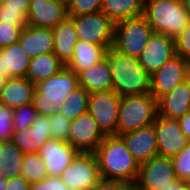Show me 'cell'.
I'll use <instances>...</instances> for the list:
<instances>
[{
	"mask_svg": "<svg viewBox=\"0 0 190 190\" xmlns=\"http://www.w3.org/2000/svg\"><path fill=\"white\" fill-rule=\"evenodd\" d=\"M101 11L114 23L144 14V0H103Z\"/></svg>",
	"mask_w": 190,
	"mask_h": 190,
	"instance_id": "4316f807",
	"label": "cell"
},
{
	"mask_svg": "<svg viewBox=\"0 0 190 190\" xmlns=\"http://www.w3.org/2000/svg\"><path fill=\"white\" fill-rule=\"evenodd\" d=\"M68 17L67 0H31L27 25L53 29Z\"/></svg>",
	"mask_w": 190,
	"mask_h": 190,
	"instance_id": "5bb4252c",
	"label": "cell"
},
{
	"mask_svg": "<svg viewBox=\"0 0 190 190\" xmlns=\"http://www.w3.org/2000/svg\"><path fill=\"white\" fill-rule=\"evenodd\" d=\"M103 0H67L68 16L101 11Z\"/></svg>",
	"mask_w": 190,
	"mask_h": 190,
	"instance_id": "d6a6232c",
	"label": "cell"
},
{
	"mask_svg": "<svg viewBox=\"0 0 190 190\" xmlns=\"http://www.w3.org/2000/svg\"><path fill=\"white\" fill-rule=\"evenodd\" d=\"M143 16L154 33L175 39L190 22L181 0H144Z\"/></svg>",
	"mask_w": 190,
	"mask_h": 190,
	"instance_id": "277c9868",
	"label": "cell"
},
{
	"mask_svg": "<svg viewBox=\"0 0 190 190\" xmlns=\"http://www.w3.org/2000/svg\"><path fill=\"white\" fill-rule=\"evenodd\" d=\"M21 176L30 184L48 177L44 162L38 153L23 154Z\"/></svg>",
	"mask_w": 190,
	"mask_h": 190,
	"instance_id": "f546056e",
	"label": "cell"
},
{
	"mask_svg": "<svg viewBox=\"0 0 190 190\" xmlns=\"http://www.w3.org/2000/svg\"><path fill=\"white\" fill-rule=\"evenodd\" d=\"M79 86L78 75L67 67L35 85L32 104L38 114L50 117L63 106L69 93Z\"/></svg>",
	"mask_w": 190,
	"mask_h": 190,
	"instance_id": "3957f363",
	"label": "cell"
},
{
	"mask_svg": "<svg viewBox=\"0 0 190 190\" xmlns=\"http://www.w3.org/2000/svg\"><path fill=\"white\" fill-rule=\"evenodd\" d=\"M34 89L35 84L26 77L8 78L0 94V101L13 109L30 104Z\"/></svg>",
	"mask_w": 190,
	"mask_h": 190,
	"instance_id": "603a6c76",
	"label": "cell"
},
{
	"mask_svg": "<svg viewBox=\"0 0 190 190\" xmlns=\"http://www.w3.org/2000/svg\"><path fill=\"white\" fill-rule=\"evenodd\" d=\"M18 42L30 58L53 53V31L50 28L26 25L22 29Z\"/></svg>",
	"mask_w": 190,
	"mask_h": 190,
	"instance_id": "ffe728a7",
	"label": "cell"
},
{
	"mask_svg": "<svg viewBox=\"0 0 190 190\" xmlns=\"http://www.w3.org/2000/svg\"><path fill=\"white\" fill-rule=\"evenodd\" d=\"M156 116L157 99L150 92L121 97L117 136L152 125Z\"/></svg>",
	"mask_w": 190,
	"mask_h": 190,
	"instance_id": "5b68a950",
	"label": "cell"
},
{
	"mask_svg": "<svg viewBox=\"0 0 190 190\" xmlns=\"http://www.w3.org/2000/svg\"><path fill=\"white\" fill-rule=\"evenodd\" d=\"M49 119L52 139L67 141L70 132L71 120L67 119L59 112L50 116Z\"/></svg>",
	"mask_w": 190,
	"mask_h": 190,
	"instance_id": "836d02e7",
	"label": "cell"
},
{
	"mask_svg": "<svg viewBox=\"0 0 190 190\" xmlns=\"http://www.w3.org/2000/svg\"><path fill=\"white\" fill-rule=\"evenodd\" d=\"M25 26H13L11 23L0 22V49L19 41Z\"/></svg>",
	"mask_w": 190,
	"mask_h": 190,
	"instance_id": "d590c367",
	"label": "cell"
},
{
	"mask_svg": "<svg viewBox=\"0 0 190 190\" xmlns=\"http://www.w3.org/2000/svg\"><path fill=\"white\" fill-rule=\"evenodd\" d=\"M186 65H187V77L190 79V56L187 57L186 59Z\"/></svg>",
	"mask_w": 190,
	"mask_h": 190,
	"instance_id": "c3c4849f",
	"label": "cell"
},
{
	"mask_svg": "<svg viewBox=\"0 0 190 190\" xmlns=\"http://www.w3.org/2000/svg\"><path fill=\"white\" fill-rule=\"evenodd\" d=\"M52 139L49 117L38 114L33 124L22 131L14 130L12 142L24 153H38L40 148Z\"/></svg>",
	"mask_w": 190,
	"mask_h": 190,
	"instance_id": "e0dca14e",
	"label": "cell"
},
{
	"mask_svg": "<svg viewBox=\"0 0 190 190\" xmlns=\"http://www.w3.org/2000/svg\"><path fill=\"white\" fill-rule=\"evenodd\" d=\"M109 48L111 47H102L87 41L77 40L74 45L72 58L65 67L78 74L106 57Z\"/></svg>",
	"mask_w": 190,
	"mask_h": 190,
	"instance_id": "cb8c5ba5",
	"label": "cell"
},
{
	"mask_svg": "<svg viewBox=\"0 0 190 190\" xmlns=\"http://www.w3.org/2000/svg\"><path fill=\"white\" fill-rule=\"evenodd\" d=\"M77 75L79 86L88 93L112 90L110 62L107 57Z\"/></svg>",
	"mask_w": 190,
	"mask_h": 190,
	"instance_id": "44dd1931",
	"label": "cell"
},
{
	"mask_svg": "<svg viewBox=\"0 0 190 190\" xmlns=\"http://www.w3.org/2000/svg\"><path fill=\"white\" fill-rule=\"evenodd\" d=\"M127 185L119 180L101 179L91 190H123Z\"/></svg>",
	"mask_w": 190,
	"mask_h": 190,
	"instance_id": "ab89813d",
	"label": "cell"
},
{
	"mask_svg": "<svg viewBox=\"0 0 190 190\" xmlns=\"http://www.w3.org/2000/svg\"><path fill=\"white\" fill-rule=\"evenodd\" d=\"M184 182L190 185V175L184 180Z\"/></svg>",
	"mask_w": 190,
	"mask_h": 190,
	"instance_id": "f907efd6",
	"label": "cell"
},
{
	"mask_svg": "<svg viewBox=\"0 0 190 190\" xmlns=\"http://www.w3.org/2000/svg\"><path fill=\"white\" fill-rule=\"evenodd\" d=\"M171 160L176 178L184 181L190 175V141L177 155L171 157Z\"/></svg>",
	"mask_w": 190,
	"mask_h": 190,
	"instance_id": "1f68e13d",
	"label": "cell"
},
{
	"mask_svg": "<svg viewBox=\"0 0 190 190\" xmlns=\"http://www.w3.org/2000/svg\"><path fill=\"white\" fill-rule=\"evenodd\" d=\"M78 153L69 142L56 139L48 140L38 151L48 177H60Z\"/></svg>",
	"mask_w": 190,
	"mask_h": 190,
	"instance_id": "2e32d148",
	"label": "cell"
},
{
	"mask_svg": "<svg viewBox=\"0 0 190 190\" xmlns=\"http://www.w3.org/2000/svg\"><path fill=\"white\" fill-rule=\"evenodd\" d=\"M13 108L0 105V142L12 140L14 132Z\"/></svg>",
	"mask_w": 190,
	"mask_h": 190,
	"instance_id": "e575fe53",
	"label": "cell"
},
{
	"mask_svg": "<svg viewBox=\"0 0 190 190\" xmlns=\"http://www.w3.org/2000/svg\"><path fill=\"white\" fill-rule=\"evenodd\" d=\"M177 180L171 158L157 155L140 164L134 185L140 190H162Z\"/></svg>",
	"mask_w": 190,
	"mask_h": 190,
	"instance_id": "30bf717a",
	"label": "cell"
},
{
	"mask_svg": "<svg viewBox=\"0 0 190 190\" xmlns=\"http://www.w3.org/2000/svg\"><path fill=\"white\" fill-rule=\"evenodd\" d=\"M183 8L190 16V0H181Z\"/></svg>",
	"mask_w": 190,
	"mask_h": 190,
	"instance_id": "f6af8a7d",
	"label": "cell"
},
{
	"mask_svg": "<svg viewBox=\"0 0 190 190\" xmlns=\"http://www.w3.org/2000/svg\"><path fill=\"white\" fill-rule=\"evenodd\" d=\"M4 0H0V8L3 6Z\"/></svg>",
	"mask_w": 190,
	"mask_h": 190,
	"instance_id": "816d5d0a",
	"label": "cell"
},
{
	"mask_svg": "<svg viewBox=\"0 0 190 190\" xmlns=\"http://www.w3.org/2000/svg\"><path fill=\"white\" fill-rule=\"evenodd\" d=\"M23 154L11 140L0 142V171L6 178L21 176Z\"/></svg>",
	"mask_w": 190,
	"mask_h": 190,
	"instance_id": "83f0119b",
	"label": "cell"
},
{
	"mask_svg": "<svg viewBox=\"0 0 190 190\" xmlns=\"http://www.w3.org/2000/svg\"><path fill=\"white\" fill-rule=\"evenodd\" d=\"M190 109V79L157 100V115L179 120Z\"/></svg>",
	"mask_w": 190,
	"mask_h": 190,
	"instance_id": "d6986e66",
	"label": "cell"
},
{
	"mask_svg": "<svg viewBox=\"0 0 190 190\" xmlns=\"http://www.w3.org/2000/svg\"><path fill=\"white\" fill-rule=\"evenodd\" d=\"M105 137L96 120L87 111L71 121L67 142L79 152L94 153Z\"/></svg>",
	"mask_w": 190,
	"mask_h": 190,
	"instance_id": "7c38bea8",
	"label": "cell"
},
{
	"mask_svg": "<svg viewBox=\"0 0 190 190\" xmlns=\"http://www.w3.org/2000/svg\"><path fill=\"white\" fill-rule=\"evenodd\" d=\"M0 22L11 23L13 26H26L27 14L23 10L0 8Z\"/></svg>",
	"mask_w": 190,
	"mask_h": 190,
	"instance_id": "8d00e7d4",
	"label": "cell"
},
{
	"mask_svg": "<svg viewBox=\"0 0 190 190\" xmlns=\"http://www.w3.org/2000/svg\"><path fill=\"white\" fill-rule=\"evenodd\" d=\"M7 77H5L4 75L0 74V94L5 86V83L7 81Z\"/></svg>",
	"mask_w": 190,
	"mask_h": 190,
	"instance_id": "7dc6e473",
	"label": "cell"
},
{
	"mask_svg": "<svg viewBox=\"0 0 190 190\" xmlns=\"http://www.w3.org/2000/svg\"><path fill=\"white\" fill-rule=\"evenodd\" d=\"M30 190H77L67 186L60 177H47L42 181L31 183Z\"/></svg>",
	"mask_w": 190,
	"mask_h": 190,
	"instance_id": "74e56055",
	"label": "cell"
},
{
	"mask_svg": "<svg viewBox=\"0 0 190 190\" xmlns=\"http://www.w3.org/2000/svg\"><path fill=\"white\" fill-rule=\"evenodd\" d=\"M37 115L38 112L32 103L15 108L13 110L14 130L22 131L29 128Z\"/></svg>",
	"mask_w": 190,
	"mask_h": 190,
	"instance_id": "4dcf8cb0",
	"label": "cell"
},
{
	"mask_svg": "<svg viewBox=\"0 0 190 190\" xmlns=\"http://www.w3.org/2000/svg\"><path fill=\"white\" fill-rule=\"evenodd\" d=\"M162 190H190V185L184 181L177 180L175 183L164 187Z\"/></svg>",
	"mask_w": 190,
	"mask_h": 190,
	"instance_id": "ee69618b",
	"label": "cell"
},
{
	"mask_svg": "<svg viewBox=\"0 0 190 190\" xmlns=\"http://www.w3.org/2000/svg\"><path fill=\"white\" fill-rule=\"evenodd\" d=\"M5 182H6V177L4 176L3 172L0 171V190L5 189Z\"/></svg>",
	"mask_w": 190,
	"mask_h": 190,
	"instance_id": "bcb514c9",
	"label": "cell"
},
{
	"mask_svg": "<svg viewBox=\"0 0 190 190\" xmlns=\"http://www.w3.org/2000/svg\"><path fill=\"white\" fill-rule=\"evenodd\" d=\"M121 96L113 89L89 94L88 112L105 136L117 135Z\"/></svg>",
	"mask_w": 190,
	"mask_h": 190,
	"instance_id": "ba28073f",
	"label": "cell"
},
{
	"mask_svg": "<svg viewBox=\"0 0 190 190\" xmlns=\"http://www.w3.org/2000/svg\"><path fill=\"white\" fill-rule=\"evenodd\" d=\"M102 179L135 184L140 164L120 136H106L94 152Z\"/></svg>",
	"mask_w": 190,
	"mask_h": 190,
	"instance_id": "6da1fadb",
	"label": "cell"
},
{
	"mask_svg": "<svg viewBox=\"0 0 190 190\" xmlns=\"http://www.w3.org/2000/svg\"><path fill=\"white\" fill-rule=\"evenodd\" d=\"M154 31L146 18H130L115 23L112 48L120 54L138 58Z\"/></svg>",
	"mask_w": 190,
	"mask_h": 190,
	"instance_id": "8992f818",
	"label": "cell"
},
{
	"mask_svg": "<svg viewBox=\"0 0 190 190\" xmlns=\"http://www.w3.org/2000/svg\"><path fill=\"white\" fill-rule=\"evenodd\" d=\"M65 65L54 53H46L30 58L26 78L35 85L58 73Z\"/></svg>",
	"mask_w": 190,
	"mask_h": 190,
	"instance_id": "484cf974",
	"label": "cell"
},
{
	"mask_svg": "<svg viewBox=\"0 0 190 190\" xmlns=\"http://www.w3.org/2000/svg\"><path fill=\"white\" fill-rule=\"evenodd\" d=\"M30 57L19 42L0 49V74L7 78L26 77Z\"/></svg>",
	"mask_w": 190,
	"mask_h": 190,
	"instance_id": "7402d4cb",
	"label": "cell"
},
{
	"mask_svg": "<svg viewBox=\"0 0 190 190\" xmlns=\"http://www.w3.org/2000/svg\"><path fill=\"white\" fill-rule=\"evenodd\" d=\"M176 56L175 39L163 34L153 33L138 57L143 69L152 75L164 63Z\"/></svg>",
	"mask_w": 190,
	"mask_h": 190,
	"instance_id": "9a60e30c",
	"label": "cell"
},
{
	"mask_svg": "<svg viewBox=\"0 0 190 190\" xmlns=\"http://www.w3.org/2000/svg\"><path fill=\"white\" fill-rule=\"evenodd\" d=\"M31 0H4L2 7L13 10H23L28 15V8Z\"/></svg>",
	"mask_w": 190,
	"mask_h": 190,
	"instance_id": "b9f144b4",
	"label": "cell"
},
{
	"mask_svg": "<svg viewBox=\"0 0 190 190\" xmlns=\"http://www.w3.org/2000/svg\"><path fill=\"white\" fill-rule=\"evenodd\" d=\"M89 94L84 88L78 86L69 93L58 112L71 121L75 120L79 115L87 112Z\"/></svg>",
	"mask_w": 190,
	"mask_h": 190,
	"instance_id": "f1b7e54d",
	"label": "cell"
},
{
	"mask_svg": "<svg viewBox=\"0 0 190 190\" xmlns=\"http://www.w3.org/2000/svg\"><path fill=\"white\" fill-rule=\"evenodd\" d=\"M60 178L69 187L91 190L102 179L95 154L79 152Z\"/></svg>",
	"mask_w": 190,
	"mask_h": 190,
	"instance_id": "9c48e42d",
	"label": "cell"
},
{
	"mask_svg": "<svg viewBox=\"0 0 190 190\" xmlns=\"http://www.w3.org/2000/svg\"><path fill=\"white\" fill-rule=\"evenodd\" d=\"M181 129L186 138L190 141V109L189 111L179 119Z\"/></svg>",
	"mask_w": 190,
	"mask_h": 190,
	"instance_id": "7bdbcfd3",
	"label": "cell"
},
{
	"mask_svg": "<svg viewBox=\"0 0 190 190\" xmlns=\"http://www.w3.org/2000/svg\"><path fill=\"white\" fill-rule=\"evenodd\" d=\"M119 136L139 164L158 155L154 123Z\"/></svg>",
	"mask_w": 190,
	"mask_h": 190,
	"instance_id": "ac0fdd59",
	"label": "cell"
},
{
	"mask_svg": "<svg viewBox=\"0 0 190 190\" xmlns=\"http://www.w3.org/2000/svg\"><path fill=\"white\" fill-rule=\"evenodd\" d=\"M53 53L66 65L72 58L77 34L74 22L70 17L57 24L53 29Z\"/></svg>",
	"mask_w": 190,
	"mask_h": 190,
	"instance_id": "d4e9b609",
	"label": "cell"
},
{
	"mask_svg": "<svg viewBox=\"0 0 190 190\" xmlns=\"http://www.w3.org/2000/svg\"><path fill=\"white\" fill-rule=\"evenodd\" d=\"M123 190H140L134 184H128Z\"/></svg>",
	"mask_w": 190,
	"mask_h": 190,
	"instance_id": "681fc988",
	"label": "cell"
},
{
	"mask_svg": "<svg viewBox=\"0 0 190 190\" xmlns=\"http://www.w3.org/2000/svg\"><path fill=\"white\" fill-rule=\"evenodd\" d=\"M187 79L186 60L176 55L150 75V93L158 100Z\"/></svg>",
	"mask_w": 190,
	"mask_h": 190,
	"instance_id": "4fadbf2b",
	"label": "cell"
},
{
	"mask_svg": "<svg viewBox=\"0 0 190 190\" xmlns=\"http://www.w3.org/2000/svg\"><path fill=\"white\" fill-rule=\"evenodd\" d=\"M4 190H30V183L23 176L6 178Z\"/></svg>",
	"mask_w": 190,
	"mask_h": 190,
	"instance_id": "60d3db41",
	"label": "cell"
},
{
	"mask_svg": "<svg viewBox=\"0 0 190 190\" xmlns=\"http://www.w3.org/2000/svg\"><path fill=\"white\" fill-rule=\"evenodd\" d=\"M176 55L186 59L190 56V22L182 30L181 34L175 38Z\"/></svg>",
	"mask_w": 190,
	"mask_h": 190,
	"instance_id": "f35d334b",
	"label": "cell"
},
{
	"mask_svg": "<svg viewBox=\"0 0 190 190\" xmlns=\"http://www.w3.org/2000/svg\"><path fill=\"white\" fill-rule=\"evenodd\" d=\"M158 156L173 157L188 143L179 120L157 115L154 121Z\"/></svg>",
	"mask_w": 190,
	"mask_h": 190,
	"instance_id": "8fae6325",
	"label": "cell"
},
{
	"mask_svg": "<svg viewBox=\"0 0 190 190\" xmlns=\"http://www.w3.org/2000/svg\"><path fill=\"white\" fill-rule=\"evenodd\" d=\"M74 22L78 40L87 41L102 47H112L115 23L102 11L68 16Z\"/></svg>",
	"mask_w": 190,
	"mask_h": 190,
	"instance_id": "52a82bcc",
	"label": "cell"
},
{
	"mask_svg": "<svg viewBox=\"0 0 190 190\" xmlns=\"http://www.w3.org/2000/svg\"><path fill=\"white\" fill-rule=\"evenodd\" d=\"M106 57L110 62L112 89L121 97L150 92V75L143 69L138 58L120 54L112 47Z\"/></svg>",
	"mask_w": 190,
	"mask_h": 190,
	"instance_id": "7a4b0ae2",
	"label": "cell"
}]
</instances>
